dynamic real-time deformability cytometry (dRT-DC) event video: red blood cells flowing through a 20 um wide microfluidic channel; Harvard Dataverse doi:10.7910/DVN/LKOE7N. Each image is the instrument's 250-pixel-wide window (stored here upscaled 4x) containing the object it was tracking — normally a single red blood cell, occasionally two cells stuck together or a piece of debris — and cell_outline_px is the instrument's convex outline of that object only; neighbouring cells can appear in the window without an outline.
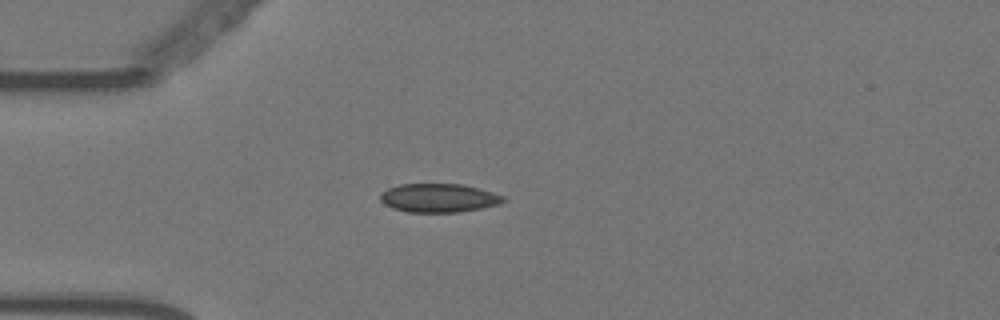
{"species": "Egyptian fruit bat (a non-hibernating species)", "species_latin": "Rousettus aegyptiacus", "temperature_condition": "warm", "stored_images_in_passage": 43, "camera_frame_rate_fps": 3000, "um_per_image_px": 0.085, "animal": {"sex": "female"}, "frame": {"image": 1, "passage_image": 1, "time_ms": 0.0, "image_size_px": [1000, 320], "cell_outline_px": [[508, 200], [500, 204], [460, 212], [408, 212], [392, 208], [384, 204], [380, 200], [380, 192], [388, 188], [400, 184], [464, 184], [492, 192], [504, 196]], "centroid_in_image_um": [37.29, 16.82], "position_along_channel_um": 47.7, "area_um2": 20.69}}
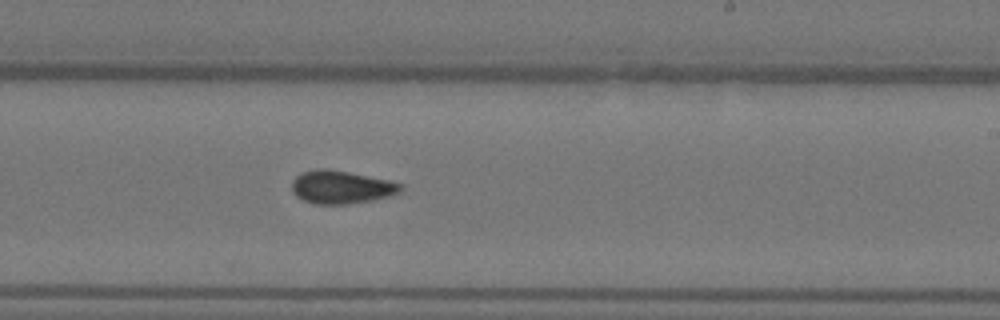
{"frame": {"image": 2, "passage_image": 20, "time_ms": 6.333, "image_size_px": [1000, 320], "cell_outline_px": [[404, 188], [400, 192], [388, 196], [372, 200], [348, 204], [312, 204], [296, 196], [292, 192], [292, 180], [300, 172], [316, 168], [328, 168], [388, 180], [400, 184]], "centroid_in_image_um": [28.95, 15.9], "position_along_channel_um": 260.0, "area_um2": 21.04}}
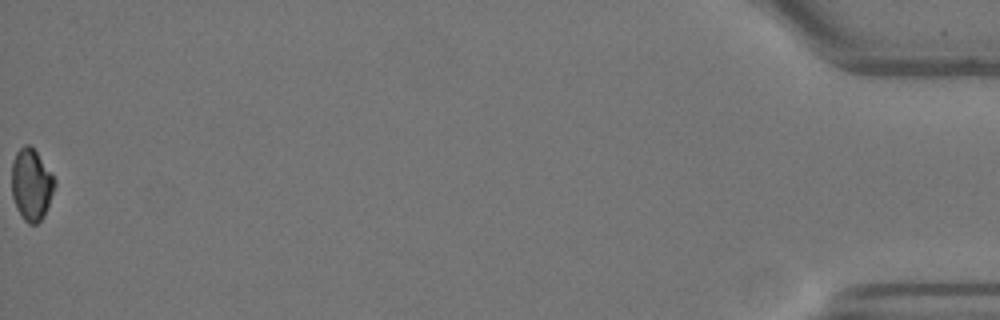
{"frame": {"image": 3, "passage_image": 43, "time_ms": 14.0, "image_size_px": [1000, 320], "cell_outline_px": [[56, 184], [44, 216], [36, 224], [28, 224], [24, 220], [16, 208], [12, 196], [12, 160], [16, 152], [24, 144], [28, 144], [36, 152], [52, 172], [56, 180]], "centroid_in_image_um": [2.67, 15.69], "position_along_channel_um": 432.5, "area_um2": 18.03}, "authors_computed_cell_mechanics": {"area_um2": 20.1722, "velocity_mm_per_s": 3.5613, "shape_relaxation_time_tau1_ms": null, "shape_relaxation_time_tau2_ms": 5.2723, "deformation_change_tau1": null, "deformation_change_tau2": 0.0584}}